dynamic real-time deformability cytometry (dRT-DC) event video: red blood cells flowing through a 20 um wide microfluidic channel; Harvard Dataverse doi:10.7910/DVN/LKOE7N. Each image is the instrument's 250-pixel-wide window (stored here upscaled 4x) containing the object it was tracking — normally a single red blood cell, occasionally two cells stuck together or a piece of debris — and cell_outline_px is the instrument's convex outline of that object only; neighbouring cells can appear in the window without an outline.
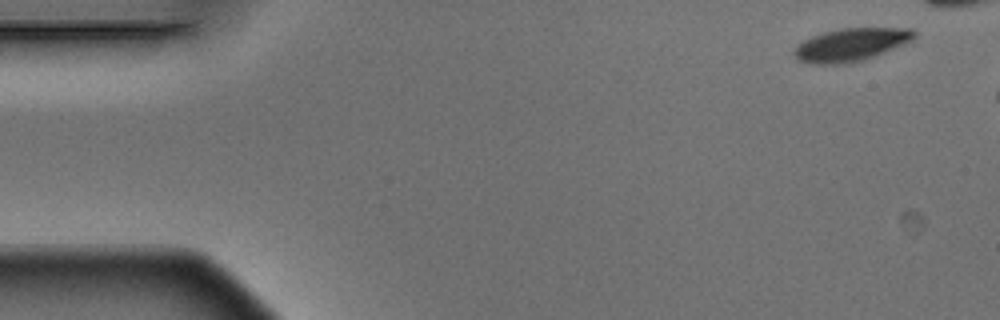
{"species": "Egyptian fruit bat (a non-hibernating species)", "species_latin": "Rousettus aegyptiacus", "temperature_condition": "warm", "stored_images_in_passage": 3, "camera_frame_rate_fps": 3000, "um_per_image_px": 0.085, "animal": {"sex": "male"}, "frame": {"image": 1, "passage_image": 1, "time_ms": 0.0, "image_size_px": [1000, 320], "cell_outline_px": [[916, 36], [912, 40], [884, 52], [864, 60], [844, 64], [808, 64], [796, 60], [792, 52], [792, 48], [796, 44], [812, 36], [824, 32], [840, 28], [912, 28], [916, 32]], "centroid_in_image_um": [72.26, 3.81], "position_along_channel_um": 12.7, "area_um2": 23.29}}